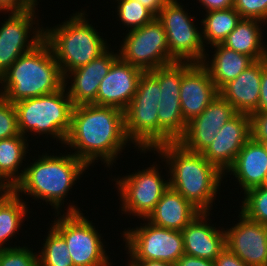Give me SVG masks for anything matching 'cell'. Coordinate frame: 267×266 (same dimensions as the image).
Instances as JSON below:
<instances>
[{
  "label": "cell",
  "instance_id": "cell-5",
  "mask_svg": "<svg viewBox=\"0 0 267 266\" xmlns=\"http://www.w3.org/2000/svg\"><path fill=\"white\" fill-rule=\"evenodd\" d=\"M86 15L81 9L61 25L44 29V40L51 47L63 76L85 66L109 48Z\"/></svg>",
  "mask_w": 267,
  "mask_h": 266
},
{
  "label": "cell",
  "instance_id": "cell-29",
  "mask_svg": "<svg viewBox=\"0 0 267 266\" xmlns=\"http://www.w3.org/2000/svg\"><path fill=\"white\" fill-rule=\"evenodd\" d=\"M158 108L159 145L178 141L187 128L181 112V103L160 101Z\"/></svg>",
  "mask_w": 267,
  "mask_h": 266
},
{
  "label": "cell",
  "instance_id": "cell-16",
  "mask_svg": "<svg viewBox=\"0 0 267 266\" xmlns=\"http://www.w3.org/2000/svg\"><path fill=\"white\" fill-rule=\"evenodd\" d=\"M239 213V222L225 231L226 247L248 266H267V225Z\"/></svg>",
  "mask_w": 267,
  "mask_h": 266
},
{
  "label": "cell",
  "instance_id": "cell-34",
  "mask_svg": "<svg viewBox=\"0 0 267 266\" xmlns=\"http://www.w3.org/2000/svg\"><path fill=\"white\" fill-rule=\"evenodd\" d=\"M30 249L26 246L0 249V266H39L38 254Z\"/></svg>",
  "mask_w": 267,
  "mask_h": 266
},
{
  "label": "cell",
  "instance_id": "cell-26",
  "mask_svg": "<svg viewBox=\"0 0 267 266\" xmlns=\"http://www.w3.org/2000/svg\"><path fill=\"white\" fill-rule=\"evenodd\" d=\"M21 134L0 140V178L12 189L22 179L19 170L28 153L27 137Z\"/></svg>",
  "mask_w": 267,
  "mask_h": 266
},
{
  "label": "cell",
  "instance_id": "cell-42",
  "mask_svg": "<svg viewBox=\"0 0 267 266\" xmlns=\"http://www.w3.org/2000/svg\"><path fill=\"white\" fill-rule=\"evenodd\" d=\"M203 5L205 12L224 10L233 7L234 0H198Z\"/></svg>",
  "mask_w": 267,
  "mask_h": 266
},
{
  "label": "cell",
  "instance_id": "cell-33",
  "mask_svg": "<svg viewBox=\"0 0 267 266\" xmlns=\"http://www.w3.org/2000/svg\"><path fill=\"white\" fill-rule=\"evenodd\" d=\"M117 15L130 30L138 29L151 22L156 16L138 0L118 1Z\"/></svg>",
  "mask_w": 267,
  "mask_h": 266
},
{
  "label": "cell",
  "instance_id": "cell-24",
  "mask_svg": "<svg viewBox=\"0 0 267 266\" xmlns=\"http://www.w3.org/2000/svg\"><path fill=\"white\" fill-rule=\"evenodd\" d=\"M214 55L211 62L204 58L201 63L210 74L217 89L238 77L254 61L247 55L228 49L222 44L213 45Z\"/></svg>",
  "mask_w": 267,
  "mask_h": 266
},
{
  "label": "cell",
  "instance_id": "cell-12",
  "mask_svg": "<svg viewBox=\"0 0 267 266\" xmlns=\"http://www.w3.org/2000/svg\"><path fill=\"white\" fill-rule=\"evenodd\" d=\"M162 177L157 164H153L152 167L118 178L115 184L121 198L122 214L139 216L144 221L170 187L169 181Z\"/></svg>",
  "mask_w": 267,
  "mask_h": 266
},
{
  "label": "cell",
  "instance_id": "cell-19",
  "mask_svg": "<svg viewBox=\"0 0 267 266\" xmlns=\"http://www.w3.org/2000/svg\"><path fill=\"white\" fill-rule=\"evenodd\" d=\"M109 49L85 66L74 69L64 76V86L68 90V96L74 106L84 104L96 105V96L101 80L108 74L113 62L119 57V54H114ZM70 77L73 80H71L69 88L66 86L69 81L67 79H70Z\"/></svg>",
  "mask_w": 267,
  "mask_h": 266
},
{
  "label": "cell",
  "instance_id": "cell-28",
  "mask_svg": "<svg viewBox=\"0 0 267 266\" xmlns=\"http://www.w3.org/2000/svg\"><path fill=\"white\" fill-rule=\"evenodd\" d=\"M27 213L25 201L13 189L0 200V249L18 233Z\"/></svg>",
  "mask_w": 267,
  "mask_h": 266
},
{
  "label": "cell",
  "instance_id": "cell-8",
  "mask_svg": "<svg viewBox=\"0 0 267 266\" xmlns=\"http://www.w3.org/2000/svg\"><path fill=\"white\" fill-rule=\"evenodd\" d=\"M69 206L52 226L63 236L74 266H111L101 234L92 221L86 219L80 208Z\"/></svg>",
  "mask_w": 267,
  "mask_h": 266
},
{
  "label": "cell",
  "instance_id": "cell-3",
  "mask_svg": "<svg viewBox=\"0 0 267 266\" xmlns=\"http://www.w3.org/2000/svg\"><path fill=\"white\" fill-rule=\"evenodd\" d=\"M0 95L12 104L39 97L64 87V76L49 44L43 40L21 55L1 76Z\"/></svg>",
  "mask_w": 267,
  "mask_h": 266
},
{
  "label": "cell",
  "instance_id": "cell-30",
  "mask_svg": "<svg viewBox=\"0 0 267 266\" xmlns=\"http://www.w3.org/2000/svg\"><path fill=\"white\" fill-rule=\"evenodd\" d=\"M190 63L173 62L149 72L159 82L160 101L180 102V85L183 70Z\"/></svg>",
  "mask_w": 267,
  "mask_h": 266
},
{
  "label": "cell",
  "instance_id": "cell-6",
  "mask_svg": "<svg viewBox=\"0 0 267 266\" xmlns=\"http://www.w3.org/2000/svg\"><path fill=\"white\" fill-rule=\"evenodd\" d=\"M65 86L53 93L14 103L21 135H50L64 144L71 127L73 103ZM58 139V140H57Z\"/></svg>",
  "mask_w": 267,
  "mask_h": 266
},
{
  "label": "cell",
  "instance_id": "cell-32",
  "mask_svg": "<svg viewBox=\"0 0 267 266\" xmlns=\"http://www.w3.org/2000/svg\"><path fill=\"white\" fill-rule=\"evenodd\" d=\"M244 196L240 212L252 221L267 225V184L247 190Z\"/></svg>",
  "mask_w": 267,
  "mask_h": 266
},
{
  "label": "cell",
  "instance_id": "cell-10",
  "mask_svg": "<svg viewBox=\"0 0 267 266\" xmlns=\"http://www.w3.org/2000/svg\"><path fill=\"white\" fill-rule=\"evenodd\" d=\"M128 31L117 52L123 61L143 72H150L174 62L170 58L163 24L157 17L141 28Z\"/></svg>",
  "mask_w": 267,
  "mask_h": 266
},
{
  "label": "cell",
  "instance_id": "cell-41",
  "mask_svg": "<svg viewBox=\"0 0 267 266\" xmlns=\"http://www.w3.org/2000/svg\"><path fill=\"white\" fill-rule=\"evenodd\" d=\"M174 266H215V262L184 254L176 261Z\"/></svg>",
  "mask_w": 267,
  "mask_h": 266
},
{
  "label": "cell",
  "instance_id": "cell-18",
  "mask_svg": "<svg viewBox=\"0 0 267 266\" xmlns=\"http://www.w3.org/2000/svg\"><path fill=\"white\" fill-rule=\"evenodd\" d=\"M143 71L118 57L101 80L96 105L116 107L124 111L136 94Z\"/></svg>",
  "mask_w": 267,
  "mask_h": 266
},
{
  "label": "cell",
  "instance_id": "cell-14",
  "mask_svg": "<svg viewBox=\"0 0 267 266\" xmlns=\"http://www.w3.org/2000/svg\"><path fill=\"white\" fill-rule=\"evenodd\" d=\"M250 138V115L237 113L215 134V139L202 154L225 175L233 166L243 145Z\"/></svg>",
  "mask_w": 267,
  "mask_h": 266
},
{
  "label": "cell",
  "instance_id": "cell-47",
  "mask_svg": "<svg viewBox=\"0 0 267 266\" xmlns=\"http://www.w3.org/2000/svg\"><path fill=\"white\" fill-rule=\"evenodd\" d=\"M35 5H38L37 2L38 0H31Z\"/></svg>",
  "mask_w": 267,
  "mask_h": 266
},
{
  "label": "cell",
  "instance_id": "cell-20",
  "mask_svg": "<svg viewBox=\"0 0 267 266\" xmlns=\"http://www.w3.org/2000/svg\"><path fill=\"white\" fill-rule=\"evenodd\" d=\"M209 215L201 212L181 232L186 255L214 261L226 247L225 230L208 224Z\"/></svg>",
  "mask_w": 267,
  "mask_h": 266
},
{
  "label": "cell",
  "instance_id": "cell-9",
  "mask_svg": "<svg viewBox=\"0 0 267 266\" xmlns=\"http://www.w3.org/2000/svg\"><path fill=\"white\" fill-rule=\"evenodd\" d=\"M184 8L178 0H169L156 17L167 35L170 58L174 62L202 63L209 54L205 51L201 30Z\"/></svg>",
  "mask_w": 267,
  "mask_h": 266
},
{
  "label": "cell",
  "instance_id": "cell-31",
  "mask_svg": "<svg viewBox=\"0 0 267 266\" xmlns=\"http://www.w3.org/2000/svg\"><path fill=\"white\" fill-rule=\"evenodd\" d=\"M38 254L39 266H74L63 236L51 225Z\"/></svg>",
  "mask_w": 267,
  "mask_h": 266
},
{
  "label": "cell",
  "instance_id": "cell-23",
  "mask_svg": "<svg viewBox=\"0 0 267 266\" xmlns=\"http://www.w3.org/2000/svg\"><path fill=\"white\" fill-rule=\"evenodd\" d=\"M201 212L169 187L146 220L155 226L182 231Z\"/></svg>",
  "mask_w": 267,
  "mask_h": 266
},
{
  "label": "cell",
  "instance_id": "cell-40",
  "mask_svg": "<svg viewBox=\"0 0 267 266\" xmlns=\"http://www.w3.org/2000/svg\"><path fill=\"white\" fill-rule=\"evenodd\" d=\"M214 262L215 266H248L227 247L220 252Z\"/></svg>",
  "mask_w": 267,
  "mask_h": 266
},
{
  "label": "cell",
  "instance_id": "cell-38",
  "mask_svg": "<svg viewBox=\"0 0 267 266\" xmlns=\"http://www.w3.org/2000/svg\"><path fill=\"white\" fill-rule=\"evenodd\" d=\"M35 4L31 0H0V12H23L32 7Z\"/></svg>",
  "mask_w": 267,
  "mask_h": 266
},
{
  "label": "cell",
  "instance_id": "cell-13",
  "mask_svg": "<svg viewBox=\"0 0 267 266\" xmlns=\"http://www.w3.org/2000/svg\"><path fill=\"white\" fill-rule=\"evenodd\" d=\"M36 6L23 12H9L8 19L1 23L0 78L21 55L33 50L44 40V28H40L38 19L35 21ZM33 24H37V28L34 29ZM30 31H33L34 36Z\"/></svg>",
  "mask_w": 267,
  "mask_h": 266
},
{
  "label": "cell",
  "instance_id": "cell-1",
  "mask_svg": "<svg viewBox=\"0 0 267 266\" xmlns=\"http://www.w3.org/2000/svg\"><path fill=\"white\" fill-rule=\"evenodd\" d=\"M128 141L121 109L95 104L73 107L71 127L64 145L77 150L72 154L88 167L99 159L105 166H112Z\"/></svg>",
  "mask_w": 267,
  "mask_h": 266
},
{
  "label": "cell",
  "instance_id": "cell-43",
  "mask_svg": "<svg viewBox=\"0 0 267 266\" xmlns=\"http://www.w3.org/2000/svg\"><path fill=\"white\" fill-rule=\"evenodd\" d=\"M143 6L148 8L155 16L159 14L163 6L169 0H138Z\"/></svg>",
  "mask_w": 267,
  "mask_h": 266
},
{
  "label": "cell",
  "instance_id": "cell-25",
  "mask_svg": "<svg viewBox=\"0 0 267 266\" xmlns=\"http://www.w3.org/2000/svg\"><path fill=\"white\" fill-rule=\"evenodd\" d=\"M261 23L263 24L255 19H241L222 45L249 56L253 61L267 58V47L265 48L261 42L263 40Z\"/></svg>",
  "mask_w": 267,
  "mask_h": 266
},
{
  "label": "cell",
  "instance_id": "cell-44",
  "mask_svg": "<svg viewBox=\"0 0 267 266\" xmlns=\"http://www.w3.org/2000/svg\"><path fill=\"white\" fill-rule=\"evenodd\" d=\"M128 266H174L173 264L159 260H130Z\"/></svg>",
  "mask_w": 267,
  "mask_h": 266
},
{
  "label": "cell",
  "instance_id": "cell-7",
  "mask_svg": "<svg viewBox=\"0 0 267 266\" xmlns=\"http://www.w3.org/2000/svg\"><path fill=\"white\" fill-rule=\"evenodd\" d=\"M159 102V82L149 72H143L136 94L124 110L126 135L141 153L159 146Z\"/></svg>",
  "mask_w": 267,
  "mask_h": 266
},
{
  "label": "cell",
  "instance_id": "cell-17",
  "mask_svg": "<svg viewBox=\"0 0 267 266\" xmlns=\"http://www.w3.org/2000/svg\"><path fill=\"white\" fill-rule=\"evenodd\" d=\"M218 95L209 71L201 63H190L183 70L180 103L186 123L201 114Z\"/></svg>",
  "mask_w": 267,
  "mask_h": 266
},
{
  "label": "cell",
  "instance_id": "cell-45",
  "mask_svg": "<svg viewBox=\"0 0 267 266\" xmlns=\"http://www.w3.org/2000/svg\"><path fill=\"white\" fill-rule=\"evenodd\" d=\"M12 190L1 178H0V200L5 197Z\"/></svg>",
  "mask_w": 267,
  "mask_h": 266
},
{
  "label": "cell",
  "instance_id": "cell-46",
  "mask_svg": "<svg viewBox=\"0 0 267 266\" xmlns=\"http://www.w3.org/2000/svg\"><path fill=\"white\" fill-rule=\"evenodd\" d=\"M254 141L261 143L264 149L267 151V140H254Z\"/></svg>",
  "mask_w": 267,
  "mask_h": 266
},
{
  "label": "cell",
  "instance_id": "cell-39",
  "mask_svg": "<svg viewBox=\"0 0 267 266\" xmlns=\"http://www.w3.org/2000/svg\"><path fill=\"white\" fill-rule=\"evenodd\" d=\"M255 112H267V58L262 59L260 97Z\"/></svg>",
  "mask_w": 267,
  "mask_h": 266
},
{
  "label": "cell",
  "instance_id": "cell-36",
  "mask_svg": "<svg viewBox=\"0 0 267 266\" xmlns=\"http://www.w3.org/2000/svg\"><path fill=\"white\" fill-rule=\"evenodd\" d=\"M233 7L242 19L267 22V0H234Z\"/></svg>",
  "mask_w": 267,
  "mask_h": 266
},
{
  "label": "cell",
  "instance_id": "cell-27",
  "mask_svg": "<svg viewBox=\"0 0 267 266\" xmlns=\"http://www.w3.org/2000/svg\"><path fill=\"white\" fill-rule=\"evenodd\" d=\"M241 19L242 17L234 7L206 12V17L201 21L203 26L201 36L204 47L206 46L204 43L212 46L222 44Z\"/></svg>",
  "mask_w": 267,
  "mask_h": 266
},
{
  "label": "cell",
  "instance_id": "cell-35",
  "mask_svg": "<svg viewBox=\"0 0 267 266\" xmlns=\"http://www.w3.org/2000/svg\"><path fill=\"white\" fill-rule=\"evenodd\" d=\"M14 104L0 95V140L19 135Z\"/></svg>",
  "mask_w": 267,
  "mask_h": 266
},
{
  "label": "cell",
  "instance_id": "cell-2",
  "mask_svg": "<svg viewBox=\"0 0 267 266\" xmlns=\"http://www.w3.org/2000/svg\"><path fill=\"white\" fill-rule=\"evenodd\" d=\"M154 151L166 159L169 186L200 212L209 213L225 175L202 153L187 150L178 141L161 144Z\"/></svg>",
  "mask_w": 267,
  "mask_h": 266
},
{
  "label": "cell",
  "instance_id": "cell-21",
  "mask_svg": "<svg viewBox=\"0 0 267 266\" xmlns=\"http://www.w3.org/2000/svg\"><path fill=\"white\" fill-rule=\"evenodd\" d=\"M262 60L254 61L238 77L225 84L219 95L229 102L237 113L252 114L260 97Z\"/></svg>",
  "mask_w": 267,
  "mask_h": 266
},
{
  "label": "cell",
  "instance_id": "cell-22",
  "mask_svg": "<svg viewBox=\"0 0 267 266\" xmlns=\"http://www.w3.org/2000/svg\"><path fill=\"white\" fill-rule=\"evenodd\" d=\"M228 172L238 180L244 193L267 184V151L261 143L250 138L239 151Z\"/></svg>",
  "mask_w": 267,
  "mask_h": 266
},
{
  "label": "cell",
  "instance_id": "cell-11",
  "mask_svg": "<svg viewBox=\"0 0 267 266\" xmlns=\"http://www.w3.org/2000/svg\"><path fill=\"white\" fill-rule=\"evenodd\" d=\"M145 221L139 227L123 231L130 260H159L174 265L185 254L182 232Z\"/></svg>",
  "mask_w": 267,
  "mask_h": 266
},
{
  "label": "cell",
  "instance_id": "cell-15",
  "mask_svg": "<svg viewBox=\"0 0 267 266\" xmlns=\"http://www.w3.org/2000/svg\"><path fill=\"white\" fill-rule=\"evenodd\" d=\"M237 112L218 95L197 117L187 123L185 134L178 140L187 150L203 153L215 139V134Z\"/></svg>",
  "mask_w": 267,
  "mask_h": 266
},
{
  "label": "cell",
  "instance_id": "cell-37",
  "mask_svg": "<svg viewBox=\"0 0 267 266\" xmlns=\"http://www.w3.org/2000/svg\"><path fill=\"white\" fill-rule=\"evenodd\" d=\"M251 139L267 140V112L250 114Z\"/></svg>",
  "mask_w": 267,
  "mask_h": 266
},
{
  "label": "cell",
  "instance_id": "cell-4",
  "mask_svg": "<svg viewBox=\"0 0 267 266\" xmlns=\"http://www.w3.org/2000/svg\"><path fill=\"white\" fill-rule=\"evenodd\" d=\"M24 168L22 179L13 190L20 195L33 196L45 200L60 214V207L75 181L88 169V166L73 154L48 155L41 157Z\"/></svg>",
  "mask_w": 267,
  "mask_h": 266
}]
</instances>
